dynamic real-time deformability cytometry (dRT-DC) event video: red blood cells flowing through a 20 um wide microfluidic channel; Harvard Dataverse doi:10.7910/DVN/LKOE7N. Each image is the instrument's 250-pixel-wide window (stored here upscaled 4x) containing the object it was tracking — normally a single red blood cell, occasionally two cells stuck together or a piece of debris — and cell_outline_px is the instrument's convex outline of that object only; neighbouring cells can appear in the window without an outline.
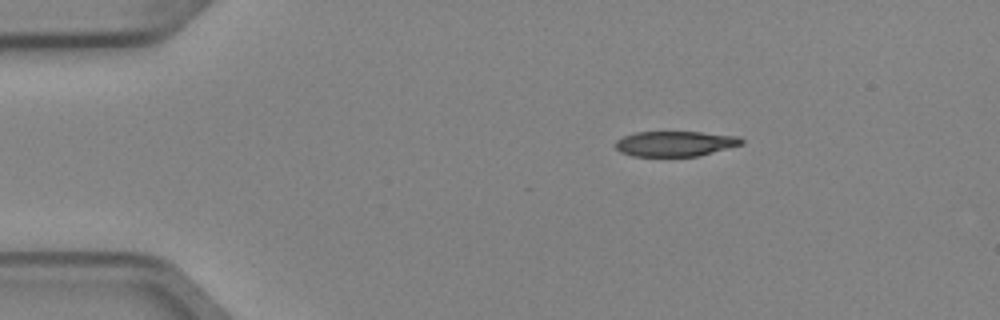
{"species": "Egyptian fruit bat (a non-hibernating species)", "species_latin": "Rousettus aegyptiacus", "temperature_condition": "cold", "stored_images_in_passage": 3, "camera_frame_rate_fps": 3000, "um_per_image_px": 0.085, "animal": {"sex": "female"}, "frame": {"image": 1, "passage_image": 1, "time_ms": 0.0, "image_size_px": [1000, 320], "cell_outline_px": [[744, 144], [700, 156], [632, 156], [620, 152], [616, 148], [616, 140], [624, 136], [636, 132], [700, 132], [740, 136], [744, 140]], "centroid_in_image_um": [57.43, 12.21], "position_along_channel_um": 27.6, "area_um2": 18.67}}
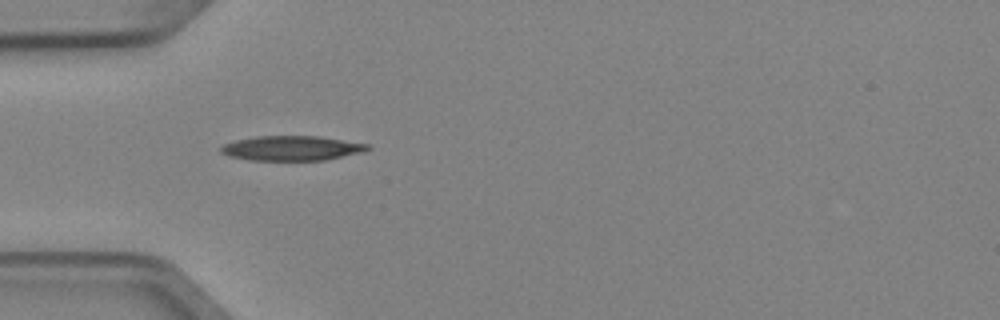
{"frame": {"image": 2, "passage_image": 2, "time_ms": 0.333, "image_size_px": [1000, 320], "cell_outline_px": [[372, 148], [364, 152], [324, 160], [248, 160], [228, 156], [220, 152], [220, 144], [236, 140], [256, 136], [316, 136], [368, 144]], "centroid_in_image_um": [24.75, 12.6], "position_along_channel_um": 60.3, "area_um2": 21.21}}
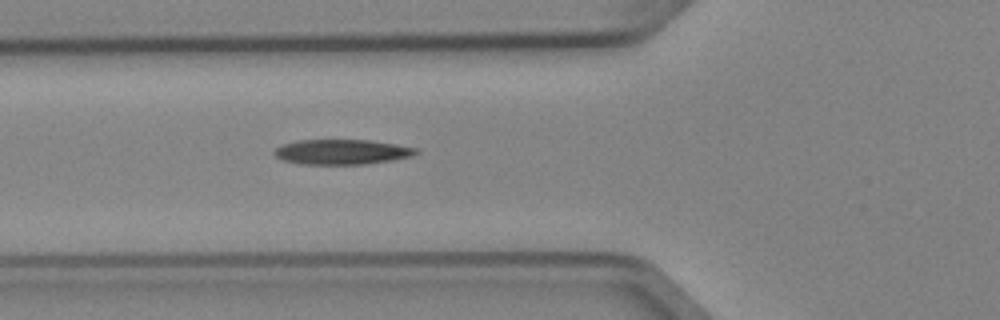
{"frame": {"image": 3, "passage_image": 3, "time_ms": 0.667, "image_size_px": [1000, 320], "cell_outline_px": [[420, 152], [412, 156], [392, 160], [364, 164], [300, 164], [284, 160], [276, 156], [272, 152], [280, 144], [296, 140], [368, 140], [416, 148]], "centroid_in_image_um": [29.01, 12.91], "position_along_channel_um": 96.8, "area_um2": 20.58}}